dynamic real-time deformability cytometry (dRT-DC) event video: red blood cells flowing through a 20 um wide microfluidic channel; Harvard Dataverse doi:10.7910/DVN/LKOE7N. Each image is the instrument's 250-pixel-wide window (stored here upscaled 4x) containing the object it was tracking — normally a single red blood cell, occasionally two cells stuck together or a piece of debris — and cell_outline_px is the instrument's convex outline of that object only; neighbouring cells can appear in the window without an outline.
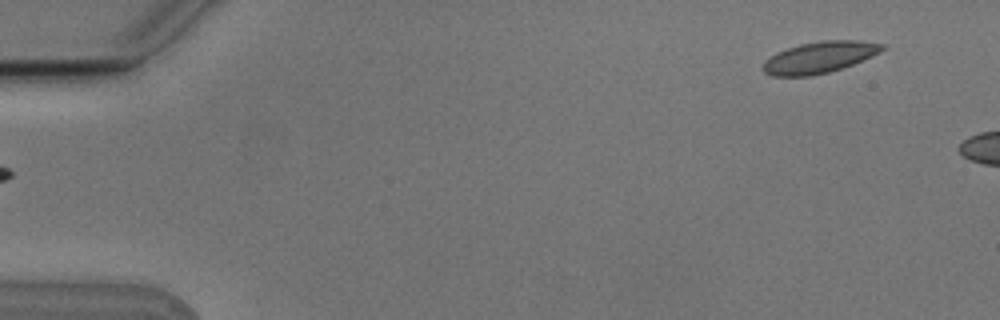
{"species": "Egyptian fruit bat (a non-hibernating species)", "species_latin": "Rousettus aegyptiacus", "temperature_condition": "cold", "stored_images_in_passage": 6, "camera_frame_rate_fps": 3000, "um_per_image_px": 0.085, "animal": {"sex": "male"}, "frame": {"image": 1, "passage_image": 6, "time_ms": 1.667, "image_size_px": [1000, 320], "cell_outline_px": [[884, 48], [880, 52], [872, 56], [852, 64], [828, 72], [812, 76], [772, 76], [764, 72], [764, 60], [776, 52], [800, 44], [824, 40], [856, 40], [884, 44]], "centroid_in_image_um": [69.63, 4.87], "position_along_channel_um": 15.4, "area_um2": 21.62}}